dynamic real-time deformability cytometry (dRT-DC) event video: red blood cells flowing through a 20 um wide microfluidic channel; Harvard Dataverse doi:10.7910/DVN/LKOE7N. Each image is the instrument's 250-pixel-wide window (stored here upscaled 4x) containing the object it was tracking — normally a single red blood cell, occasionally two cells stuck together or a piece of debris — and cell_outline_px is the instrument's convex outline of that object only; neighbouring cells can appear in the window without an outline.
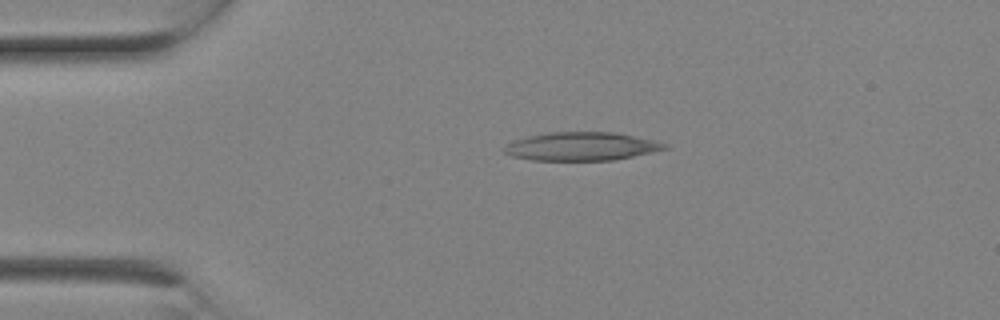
{"species": "Egyptian fruit bat (a non-hibernating species)", "species_latin": "Rousettus aegyptiacus", "temperature_condition": "room temperature", "stored_images_in_passage": 2, "camera_frame_rate_fps": 3000, "um_per_image_px": 0.085, "animal": {"sex": "female"}, "frame": {"image": 1, "passage_image": 2, "time_ms": 0.333, "image_size_px": [1000, 320], "cell_outline_px": [[668, 148], [652, 152], [612, 160], [532, 160], [512, 156], [504, 152], [504, 148], [512, 140], [528, 136], [552, 132], [616, 132], [652, 140], [668, 144]], "centroid_in_image_um": [49.41, 12.44], "position_along_channel_um": 35.6, "area_um2": 26.3}}